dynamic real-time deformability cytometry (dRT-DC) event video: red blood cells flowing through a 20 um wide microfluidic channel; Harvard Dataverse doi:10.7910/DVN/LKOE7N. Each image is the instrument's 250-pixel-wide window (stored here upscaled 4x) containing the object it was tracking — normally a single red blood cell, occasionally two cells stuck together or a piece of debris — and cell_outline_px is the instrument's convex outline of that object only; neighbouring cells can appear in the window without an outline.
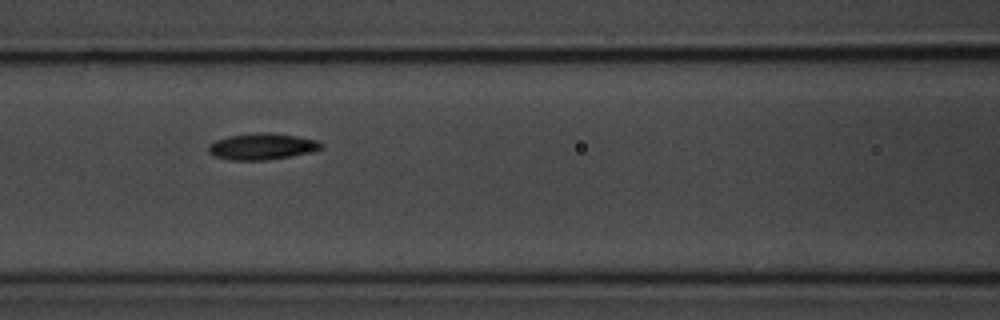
{"species": "common noctule bat (a hibernating species)", "species_latin": "Nyctalus noctula", "temperature_condition": "room temperature", "stored_images_in_passage": 9, "camera_frame_rate_fps": 3000, "um_per_image_px": 0.085, "animal": {"sex": "male", "body_mass_g": 20.1, "forearm_length_mm": 53.5}, "frame": {"image": 1, "passage_image": 6, "time_ms": 6.667, "image_size_px": [1000, 320], "cell_outline_px": [[324, 148], [292, 156], [264, 160], [228, 160], [212, 156], [208, 152], [208, 144], [216, 140], [228, 136], [260, 132], [268, 132], [296, 136], [316, 140], [324, 144]], "centroid_in_image_um": [22.24, 12.45], "position_along_channel_um": 144.4, "area_um2": 17.4}}
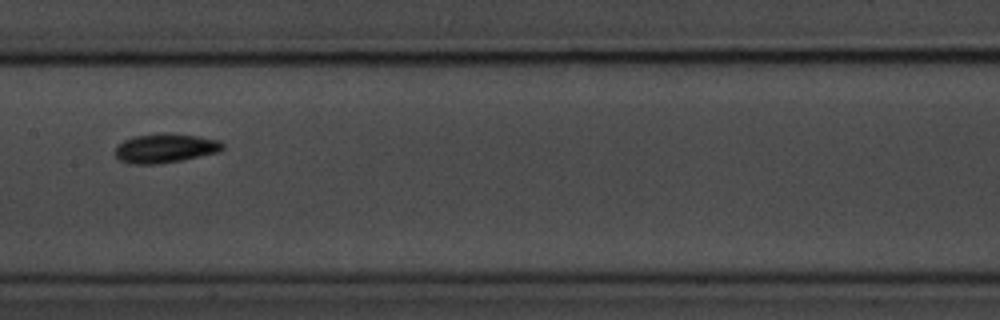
{"frame": {"image": 2, "passage_image": 7, "time_ms": 8.0, "image_size_px": [1000, 320], "cell_outline_px": [[224, 148], [220, 152], [180, 160], [156, 164], [128, 164], [120, 160], [112, 152], [116, 144], [124, 140], [136, 136], [160, 132], [168, 132], [196, 136], [220, 140], [224, 144]], "centroid_in_image_um": [14.01, 12.59], "position_along_channel_um": 193.4, "area_um2": 18.61}}